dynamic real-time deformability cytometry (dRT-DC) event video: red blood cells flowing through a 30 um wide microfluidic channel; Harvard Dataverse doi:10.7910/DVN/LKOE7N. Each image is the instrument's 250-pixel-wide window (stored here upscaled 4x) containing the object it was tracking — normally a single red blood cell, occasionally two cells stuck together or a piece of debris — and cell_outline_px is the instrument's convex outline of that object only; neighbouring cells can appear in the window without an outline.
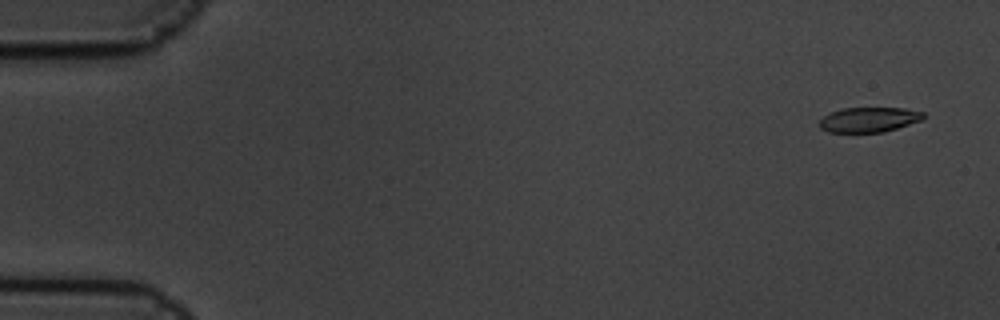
{"species": "common noctule bat (a hibernating species)", "species_latin": "Nyctalus noctula", "temperature_condition": "cold", "stored_images_in_passage": 6, "segment_of_instrument_passage": [1, 2], "camera_frame_rate_fps": 3000, "um_per_image_px": 0.085, "animal": {"sex": "male", "body_mass_g": 19.5, "forearm_length_mm": 54.6}, "frame": {"image": 1, "passage_image": 1, "time_ms": 0.0, "image_size_px": [1000, 320], "cell_outline_px": [[924, 120], [884, 132], [828, 132], [820, 128], [816, 124], [824, 116], [832, 112], [844, 108], [904, 108], [924, 112]], "centroid_in_image_um": [73.87, 10.17], "position_along_channel_um": 11.1, "area_um2": 15.2}}
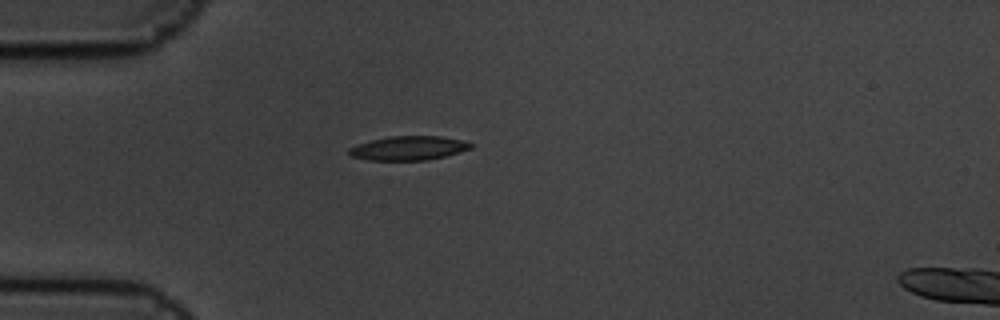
{"frame": {"image": 2, "passage_image": 5, "time_ms": 1.333, "image_size_px": [1000, 320], "cell_outline_px": [[472, 148], [460, 152], [428, 160], [368, 160], [352, 156], [348, 152], [348, 148], [372, 140], [388, 136], [440, 136], [460, 140], [472, 144]], "centroid_in_image_um": [34.72, 12.59], "position_along_channel_um": 50.3, "area_um2": 16.88}}